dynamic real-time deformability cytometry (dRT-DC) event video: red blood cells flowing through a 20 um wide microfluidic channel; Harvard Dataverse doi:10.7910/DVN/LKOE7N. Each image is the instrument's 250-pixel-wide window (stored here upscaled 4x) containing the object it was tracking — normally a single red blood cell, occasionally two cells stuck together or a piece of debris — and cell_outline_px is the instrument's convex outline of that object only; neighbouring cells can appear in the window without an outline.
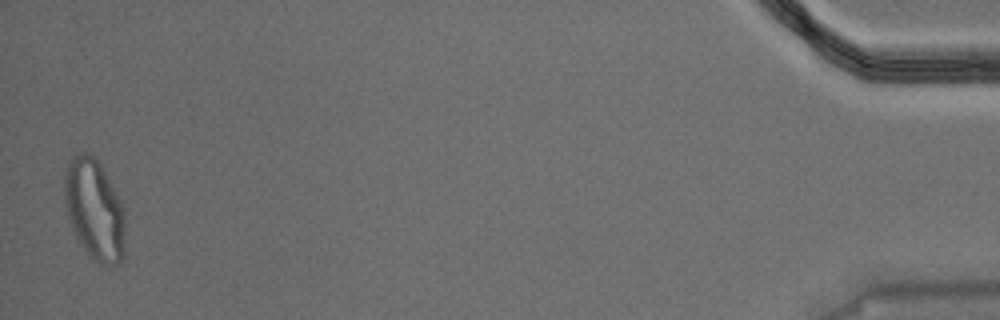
{"species": "Egyptian fruit bat (a non-hibernating species)", "species_latin": "Rousettus aegyptiacus", "temperature_condition": "warm", "stored_images_in_passage": 56, "segment_of_instrument_passage": [2, 2], "camera_frame_rate_fps": 3000, "um_per_image_px": 0.085, "animal": {"sex": "male"}, "frame": {"image": 1, "passage_image": 55, "time_ms": 18.0, "image_size_px": [1000, 320], "cell_outline_px": [[124, 256], [120, 264], [108, 268], [100, 264], [80, 244], [68, 220], [64, 200], [64, 172], [68, 160], [72, 156], [84, 152], [92, 156], [100, 164], [116, 192], [120, 200], [124, 212]], "centroid_in_image_um": [8.01, 17.84], "position_along_channel_um": 427.2, "area_um2": 35.78}}